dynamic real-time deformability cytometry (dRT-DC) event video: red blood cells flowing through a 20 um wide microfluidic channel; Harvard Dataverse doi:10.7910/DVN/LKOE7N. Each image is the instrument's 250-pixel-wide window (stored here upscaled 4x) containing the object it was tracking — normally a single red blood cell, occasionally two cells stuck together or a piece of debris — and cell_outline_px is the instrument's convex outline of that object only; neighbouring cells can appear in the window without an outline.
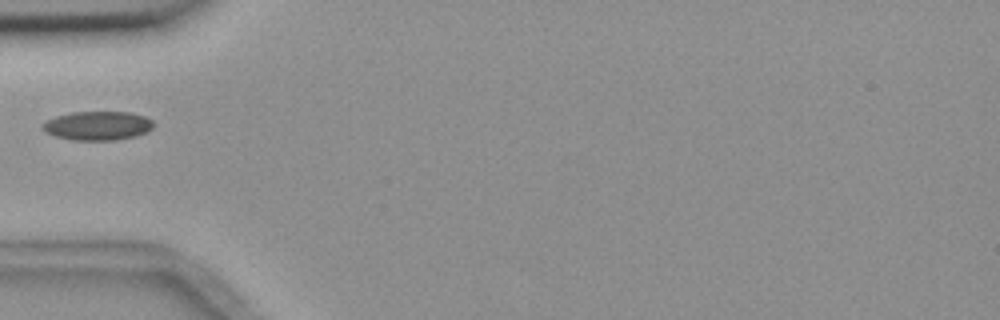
{"species": "common noctule bat (a hibernating species)", "species_latin": "Nyctalus noctula", "temperature_condition": "room temperature", "stored_images_in_passage": 4, "camera_frame_rate_fps": 3000, "um_per_image_px": 0.085, "animal": {"sex": "female", "body_mass_g": 18.4}, "frame": {"image": 1, "passage_image": 4, "time_ms": 3.333, "image_size_px": [1000, 320], "cell_outline_px": [[156, 124], [148, 132], [136, 136], [116, 140], [72, 140], [56, 136], [44, 132], [40, 128], [40, 124], [56, 116], [72, 112], [128, 112], [144, 116], [152, 120]], "centroid_in_image_um": [8.3, 10.69], "position_along_channel_um": 76.7, "area_um2": 18.9}}